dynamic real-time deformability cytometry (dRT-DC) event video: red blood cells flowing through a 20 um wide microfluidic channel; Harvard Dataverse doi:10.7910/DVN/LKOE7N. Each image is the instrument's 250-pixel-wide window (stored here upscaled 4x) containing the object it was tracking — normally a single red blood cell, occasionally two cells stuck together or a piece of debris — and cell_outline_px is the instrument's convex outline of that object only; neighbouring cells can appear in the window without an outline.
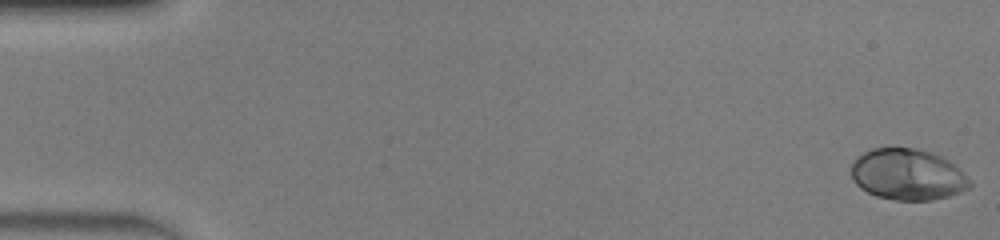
{"species": "human", "species_latin": "Homo sapiens", "temperature_condition": "warm", "stored_images_in_passage": 49, "camera_frame_rate_fps": 3000, "um_per_image_px": 0.085, "donor": {"sex": "male"}, "frame": {"image": 1, "passage_image": 1, "time_ms": 0.0, "image_size_px": [1000, 240], "cell_outline_px": [[972, 184], [968, 188], [960, 192], [948, 196], [932, 200], [896, 200], [876, 196], [860, 188], [852, 180], [852, 160], [856, 156], [872, 148], [916, 148], [932, 152], [948, 160], [968, 176], [972, 180]], "centroid_in_image_um": [77.14, 14.83], "position_along_channel_um": 7.9, "area_um2": 35.55}}
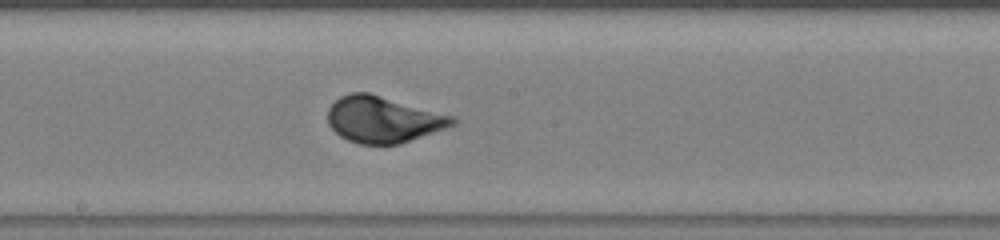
{"frame": {"image": 2, "passage_image": 27, "time_ms": 8.667, "image_size_px": [1000, 240], "cell_outline_px": [[456, 124], [400, 144], [360, 144], [348, 140], [340, 136], [328, 124], [328, 108], [340, 96], [352, 92], [368, 92], [456, 116]], "centroid_in_image_um": [32.58, 10.15], "position_along_channel_um": 215.6, "area_um2": 33.64}}
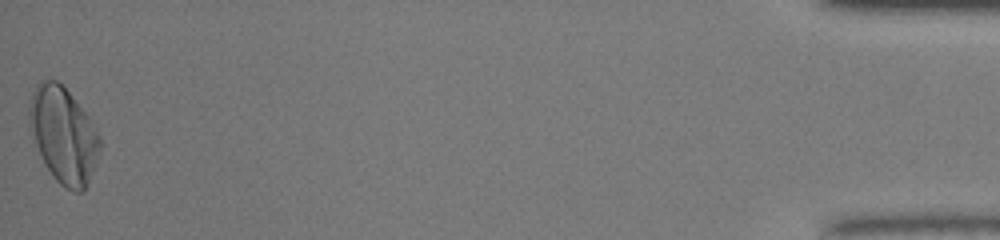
{"frame": {"image": 3, "passage_image": 49, "time_ms": 16.0, "image_size_px": [1000, 240], "cell_outline_px": [[100, 148], [96, 164], [88, 184], [84, 192], [72, 192], [64, 188], [52, 176], [28, 128], [28, 108], [32, 92], [36, 84], [40, 80], [56, 80], [68, 92], [84, 112], [100, 136]], "centroid_in_image_um": [5.37, 11.51], "position_along_channel_um": 429.8, "area_um2": 39.13}, "authors_computed_cell_mechanics": {"area_um2": 34.0442, "velocity_mm_per_s": 4.2384, "shape_relaxation_time_tau1_ms": 2.9847, "shape_relaxation_time_tau2_ms": null, "deformation_change_tau1": 0.1833, "deformation_change_tau2": null}}